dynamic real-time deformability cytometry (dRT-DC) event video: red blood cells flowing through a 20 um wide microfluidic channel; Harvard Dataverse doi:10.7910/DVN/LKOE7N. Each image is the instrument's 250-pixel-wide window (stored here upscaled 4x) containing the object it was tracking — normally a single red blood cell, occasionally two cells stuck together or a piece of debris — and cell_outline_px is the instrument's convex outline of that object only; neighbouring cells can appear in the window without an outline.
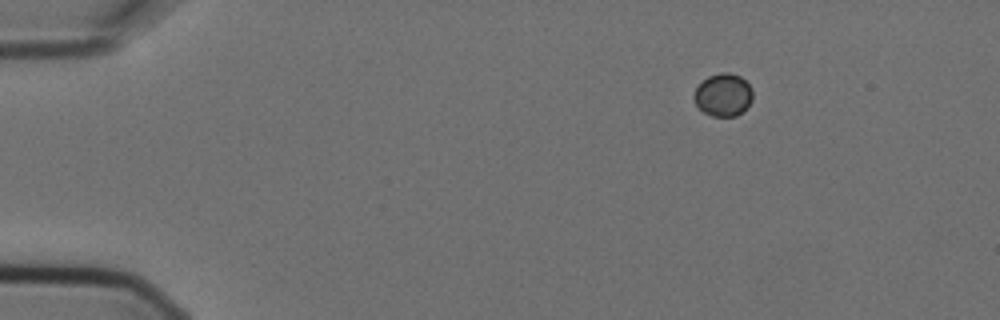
{"species": "Egyptian fruit bat (a non-hibernating species)", "species_latin": "Rousettus aegyptiacus", "temperature_condition": "cold", "stored_images_in_passage": 5, "camera_frame_rate_fps": 3000, "um_per_image_px": 0.085, "animal": {"sex": "female"}, "frame": {"image": 1, "passage_image": 1, "time_ms": 0.0, "image_size_px": [1000, 320], "cell_outline_px": [[752, 100], [736, 116], [712, 116], [704, 112], [696, 104], [692, 96], [696, 88], [708, 76], [720, 72], [728, 72], [740, 76], [752, 88]], "centroid_in_image_um": [61.46, 8.05], "position_along_channel_um": 23.5, "area_um2": 14.45}}